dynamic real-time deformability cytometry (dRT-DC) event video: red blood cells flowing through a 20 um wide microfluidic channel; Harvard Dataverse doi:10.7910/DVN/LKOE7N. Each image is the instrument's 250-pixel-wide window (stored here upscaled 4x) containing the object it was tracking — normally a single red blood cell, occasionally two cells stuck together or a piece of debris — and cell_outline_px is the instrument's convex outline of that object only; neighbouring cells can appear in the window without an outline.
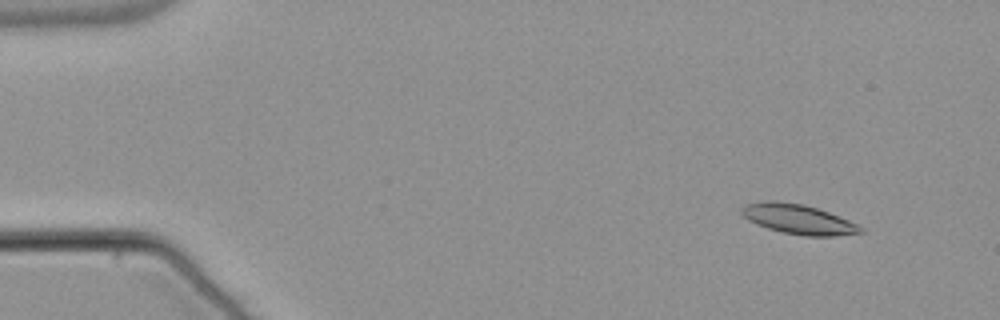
{"species": "common noctule bat (a hibernating species)", "species_latin": "Nyctalus noctula", "temperature_condition": "warm", "stored_images_in_passage": 55, "camera_frame_rate_fps": 3000, "um_per_image_px": 0.085, "animal": {"sex": "male", "body_mass_g": 21.5, "forearm_length_mm": 52.0}, "frame": {"image": 1, "passage_image": 6, "time_ms": 1.667, "image_size_px": [1000, 320], "cell_outline_px": [[864, 232], [832, 236], [804, 236], [784, 232], [768, 228], [756, 224], [748, 220], [740, 212], [740, 208], [744, 204], [764, 200], [776, 200], [804, 204], [828, 212], [848, 220], [864, 228]], "centroid_in_image_um": [67.8, 18.61], "position_along_channel_um": 17.2, "area_um2": 20.63}}
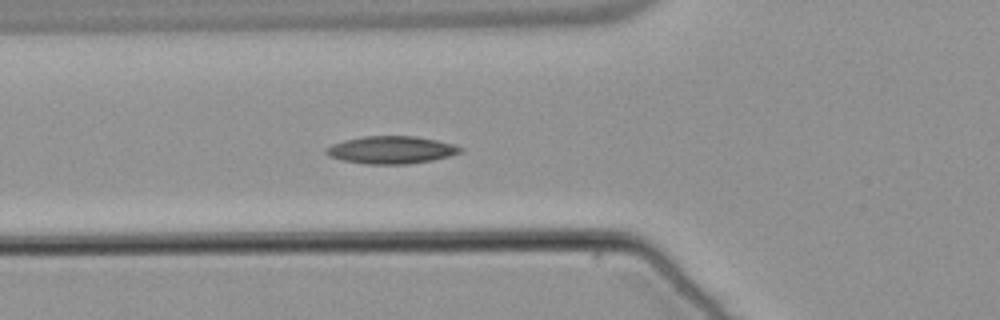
{"frame": {"image": 2, "passage_image": 21, "time_ms": 6.667, "image_size_px": [1000, 320], "cell_outline_px": [[464, 148], [460, 152], [448, 156], [432, 160], [408, 164], [364, 164], [344, 160], [328, 156], [324, 152], [324, 148], [332, 144], [344, 140], [364, 136], [412, 136], [436, 140], [456, 144]], "centroid_in_image_um": [33.23, 12.74], "position_along_channel_um": 92.6, "area_um2": 21.56}}
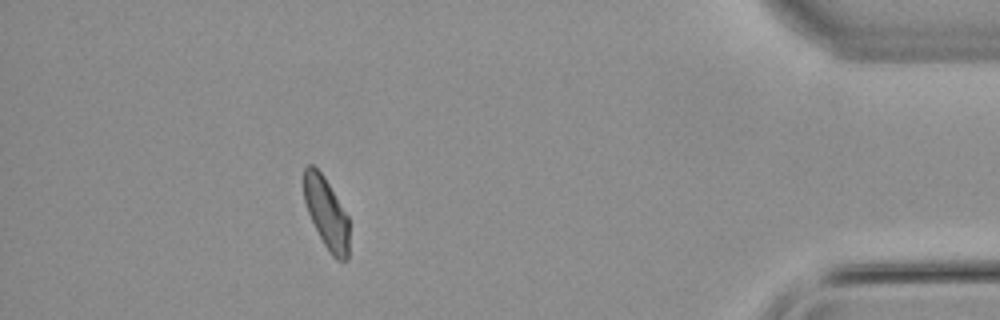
{"frame": {"image": 3, "passage_image": 50, "time_ms": 16.333, "image_size_px": [1000, 320], "cell_outline_px": [[348, 260], [336, 260], [328, 252], [308, 212], [304, 200], [304, 168], [308, 164], [312, 164], [324, 176], [348, 216]], "centroid_in_image_um": [27.74, 18.11], "position_along_channel_um": 407.5, "area_um2": 18.55}, "authors_computed_cell_mechanics": {"area_um2": 20.0566, "velocity_mm_per_s": 3.7927, "shape_relaxation_time_tau1_ms": 9.9337, "shape_relaxation_time_tau2_ms": null, "deformation_change_tau1": 0.1812, "deformation_change_tau2": null}}